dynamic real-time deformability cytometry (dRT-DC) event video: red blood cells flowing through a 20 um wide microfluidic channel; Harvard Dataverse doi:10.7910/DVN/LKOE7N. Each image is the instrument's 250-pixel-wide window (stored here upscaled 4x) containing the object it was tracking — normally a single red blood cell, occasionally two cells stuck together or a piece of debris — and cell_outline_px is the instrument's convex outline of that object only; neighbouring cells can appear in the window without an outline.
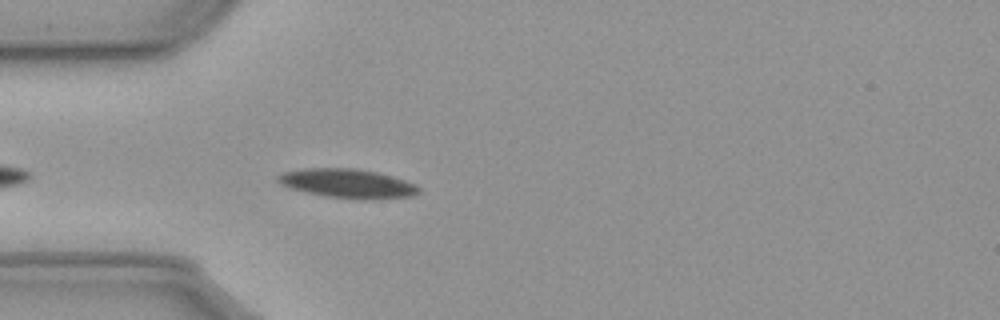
{"species": "common noctule bat (a hibernating species)", "species_latin": "Nyctalus noctula", "temperature_condition": "cold", "stored_images_in_passage": 11, "camera_frame_rate_fps": 3000, "um_per_image_px": 0.085, "animal": {"sex": "male", "body_mass_g": 23.1, "forearm_length_mm": 52.7}, "frame": {"image": 1, "passage_image": 4, "time_ms": 1.0, "image_size_px": [1000, 320], "cell_outline_px": [[420, 192], [412, 196], [372, 200], [360, 200], [324, 196], [288, 188], [280, 184], [276, 180], [276, 176], [284, 172], [304, 168], [356, 168], [376, 172], [392, 176], [416, 184], [420, 188]], "centroid_in_image_um": [29.54, 15.61], "position_along_channel_um": 55.5, "area_um2": 24.22}}